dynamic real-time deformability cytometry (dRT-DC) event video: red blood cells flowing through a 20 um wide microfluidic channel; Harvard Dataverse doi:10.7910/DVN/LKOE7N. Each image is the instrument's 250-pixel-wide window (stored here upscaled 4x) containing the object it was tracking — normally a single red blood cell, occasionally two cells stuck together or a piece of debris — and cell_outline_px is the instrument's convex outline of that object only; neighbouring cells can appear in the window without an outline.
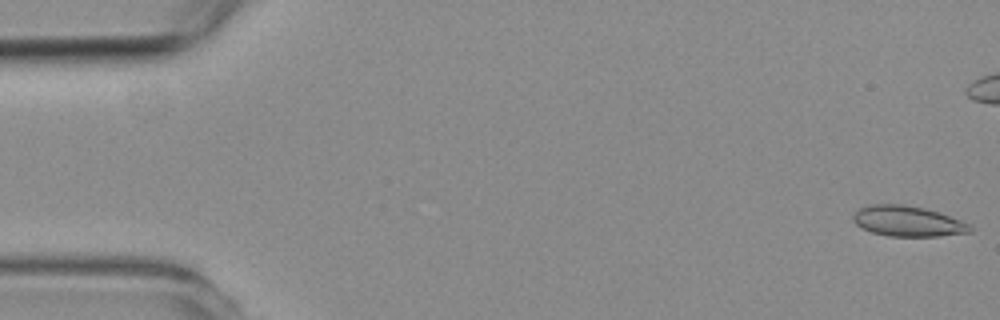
{"species": "common noctule bat (a hibernating species)", "species_latin": "Nyctalus noctula", "temperature_condition": "room temperature", "stored_images_in_passage": 8, "camera_frame_rate_fps": 3000, "um_per_image_px": 0.085, "animal": {"sex": "female", "body_mass_g": 19.3, "forearm_length_mm": 54.1}, "frame": {"image": 1, "passage_image": 1, "time_ms": 0.0, "image_size_px": [1000, 320], "cell_outline_px": [[972, 232], [940, 236], [888, 236], [872, 232], [856, 224], [852, 220], [852, 216], [860, 208], [872, 204], [904, 204], [924, 208], [940, 212], [972, 224]], "centroid_in_image_um": [77.21, 18.8], "position_along_channel_um": 7.8, "area_um2": 20.87}}